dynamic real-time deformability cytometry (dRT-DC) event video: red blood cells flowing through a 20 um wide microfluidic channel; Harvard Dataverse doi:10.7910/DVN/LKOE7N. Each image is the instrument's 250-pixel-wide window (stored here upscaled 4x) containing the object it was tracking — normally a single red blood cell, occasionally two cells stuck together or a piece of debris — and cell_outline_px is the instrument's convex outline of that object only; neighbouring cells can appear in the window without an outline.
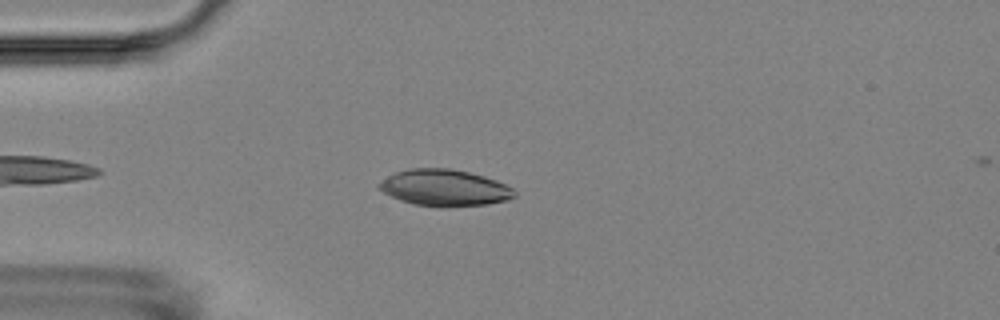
{"species": "Egyptian fruit bat (a non-hibernating species)", "species_latin": "Rousettus aegyptiacus", "temperature_condition": "room temperature", "stored_images_in_passage": 2, "camera_frame_rate_fps": 3000, "um_per_image_px": 0.085, "animal": {"sex": "female"}, "frame": {"image": 1, "passage_image": 1, "time_ms": 0.0, "image_size_px": [1000, 320], "cell_outline_px": [[516, 196], [508, 200], [488, 204], [412, 204], [400, 200], [376, 188], [376, 184], [388, 176], [396, 172], [408, 168], [448, 168], [468, 172], [484, 176], [496, 180], [512, 188], [516, 192]], "centroid_in_image_um": [37.76, 15.92], "position_along_channel_um": 47.2, "area_um2": 27.98}}